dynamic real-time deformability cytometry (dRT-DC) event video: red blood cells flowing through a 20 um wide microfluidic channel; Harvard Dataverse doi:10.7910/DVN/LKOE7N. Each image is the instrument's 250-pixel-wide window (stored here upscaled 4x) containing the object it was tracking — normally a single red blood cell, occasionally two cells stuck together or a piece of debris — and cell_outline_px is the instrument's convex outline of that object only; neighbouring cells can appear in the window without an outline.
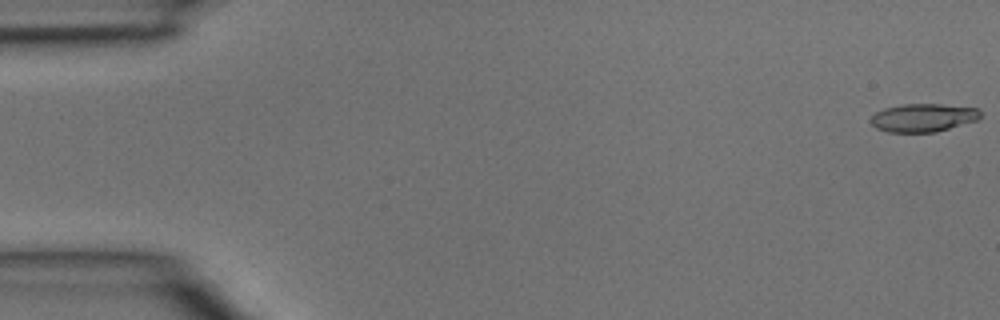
{"species": "common noctule bat (a hibernating species)", "species_latin": "Nyctalus noctula", "temperature_condition": "room temperature", "stored_images_in_passage": 3, "camera_frame_rate_fps": 3000, "um_per_image_px": 0.085, "animal": {"sex": "male", "body_mass_g": 15.6}, "frame": {"image": 1, "passage_image": 1, "time_ms": 0.0, "image_size_px": [1000, 320], "cell_outline_px": [[980, 116], [976, 120], [936, 132], [888, 132], [876, 128], [868, 120], [876, 112], [884, 108], [900, 104], [940, 104], [976, 108], [980, 112]], "centroid_in_image_um": [78.41, 10.0], "position_along_channel_um": 6.6, "area_um2": 17.92}}